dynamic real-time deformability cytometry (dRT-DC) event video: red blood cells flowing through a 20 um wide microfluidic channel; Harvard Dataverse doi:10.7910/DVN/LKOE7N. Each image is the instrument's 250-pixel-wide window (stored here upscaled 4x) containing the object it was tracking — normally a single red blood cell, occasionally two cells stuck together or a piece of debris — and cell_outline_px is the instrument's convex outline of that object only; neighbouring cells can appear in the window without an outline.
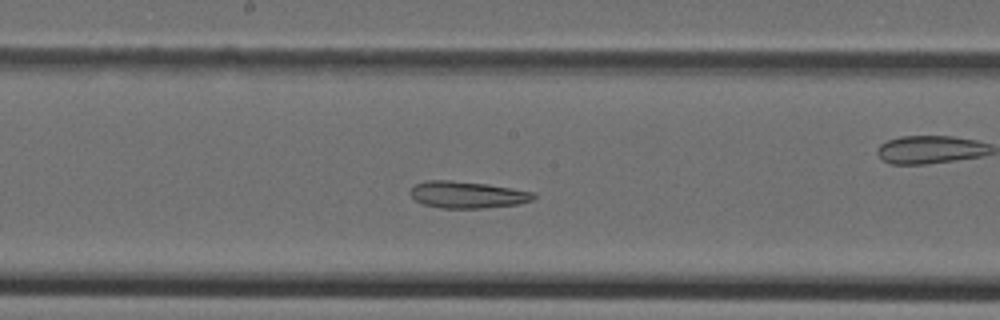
{"species": "Egyptian fruit bat (a non-hibernating species)", "species_latin": "Rousettus aegyptiacus", "temperature_condition": "cold", "stored_images_in_passage": 39, "camera_frame_rate_fps": 3000, "um_per_image_px": 0.085, "animal": {"sex": "female"}, "frame": {"image": 1, "passage_image": 16, "time_ms": 5.0, "image_size_px": [1000, 320], "cell_outline_px": [[536, 196], [532, 200], [520, 204], [484, 208], [440, 208], [424, 204], [416, 200], [408, 192], [416, 184], [424, 180], [452, 180], [488, 184], [536, 192]], "centroid_in_image_um": [39.75, 16.54], "position_along_channel_um": 208.5, "area_um2": 19.42}}
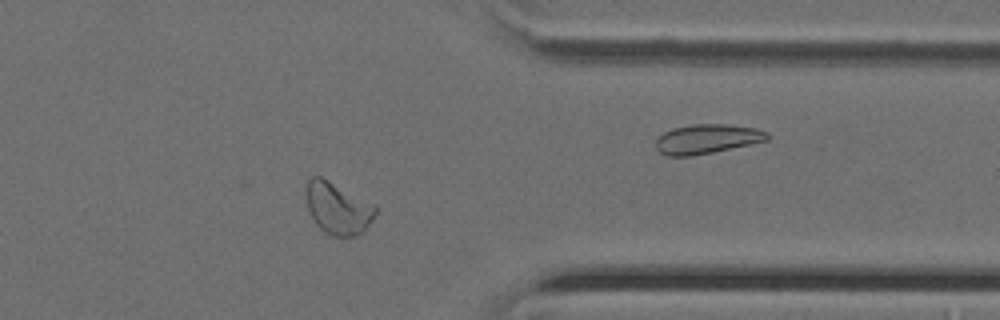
{"frame": {"image": 2, "passage_image": 29, "time_ms": 9.333, "image_size_px": [1000, 320], "cell_outline_px": [[376, 212], [372, 220], [356, 236], [332, 236], [324, 232], [316, 224], [308, 208], [308, 180], [312, 176], [320, 176], [376, 204]], "centroid_in_image_um": [28.74, 17.7], "position_along_channel_um": 382.7, "area_um2": 20.52}}
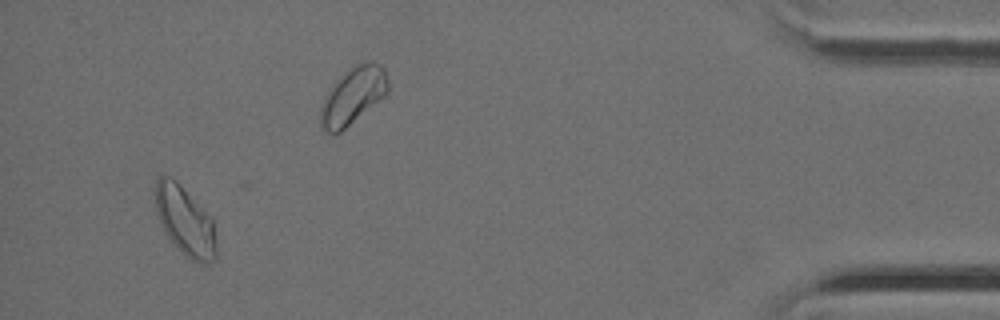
{"frame": {"image": 3, "passage_image": 36, "time_ms": 11.667, "image_size_px": [1000, 320], "cell_outline_px": [[216, 260], [208, 264], [196, 264], [184, 256], [168, 236], [156, 212], [156, 180], [160, 176], [172, 176], [212, 216], [216, 240]], "centroid_in_image_um": [15.78, 18.82], "position_along_channel_um": 419.4, "area_um2": 24.8}}